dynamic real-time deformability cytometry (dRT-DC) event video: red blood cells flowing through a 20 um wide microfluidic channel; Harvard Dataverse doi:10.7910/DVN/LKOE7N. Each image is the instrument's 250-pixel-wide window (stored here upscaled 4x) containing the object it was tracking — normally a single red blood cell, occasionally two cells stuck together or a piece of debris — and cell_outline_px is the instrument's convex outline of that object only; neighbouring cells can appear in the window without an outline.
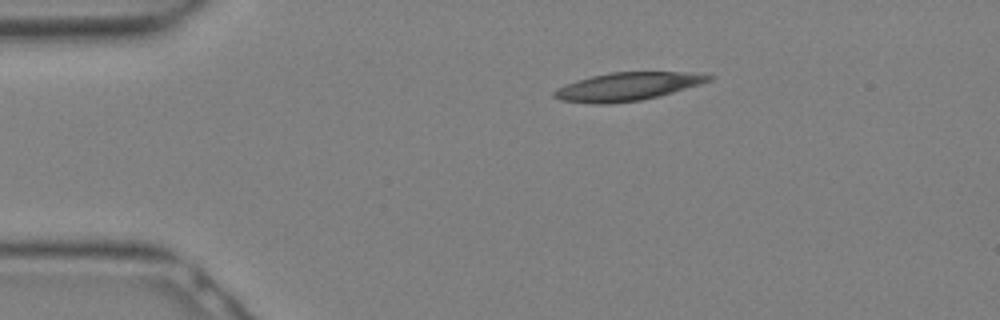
{"species": "Egyptian fruit bat (a non-hibernating species)", "species_latin": "Rousettus aegyptiacus", "temperature_condition": "warm", "stored_images_in_passage": 6, "camera_frame_rate_fps": 3000, "um_per_image_px": 0.085, "animal": {"sex": "female"}, "frame": {"image": 1, "passage_image": 1, "time_ms": 0.0, "image_size_px": [1000, 320], "cell_outline_px": [[716, 76], [712, 80], [700, 84], [660, 96], [640, 100], [608, 104], [592, 104], [560, 100], [552, 96], [552, 92], [576, 80], [608, 72], [692, 72]], "centroid_in_image_um": [53.36, 7.35], "position_along_channel_um": 31.6, "area_um2": 25.37}}
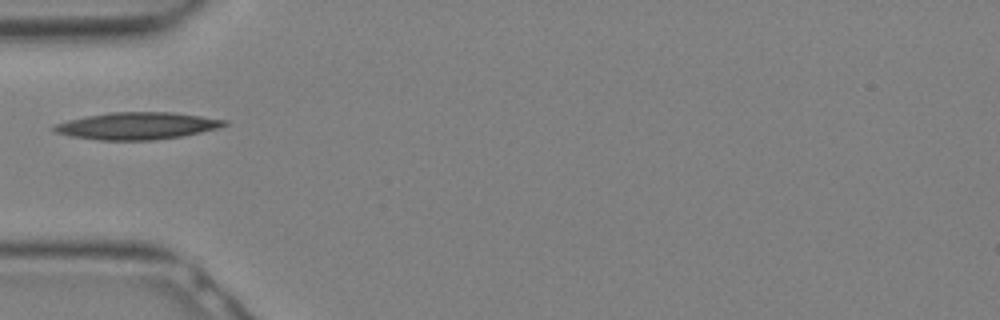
{"frame": {"image": 2, "passage_image": 5, "time_ms": 1.333, "image_size_px": [1000, 320], "cell_outline_px": [[228, 124], [220, 128], [180, 136], [152, 140], [100, 140], [72, 136], [56, 132], [52, 128], [56, 124], [68, 120], [88, 116], [112, 112], [172, 112], [228, 120]], "centroid_in_image_um": [11.69, 10.69], "position_along_channel_um": 73.3, "area_um2": 26.59}}